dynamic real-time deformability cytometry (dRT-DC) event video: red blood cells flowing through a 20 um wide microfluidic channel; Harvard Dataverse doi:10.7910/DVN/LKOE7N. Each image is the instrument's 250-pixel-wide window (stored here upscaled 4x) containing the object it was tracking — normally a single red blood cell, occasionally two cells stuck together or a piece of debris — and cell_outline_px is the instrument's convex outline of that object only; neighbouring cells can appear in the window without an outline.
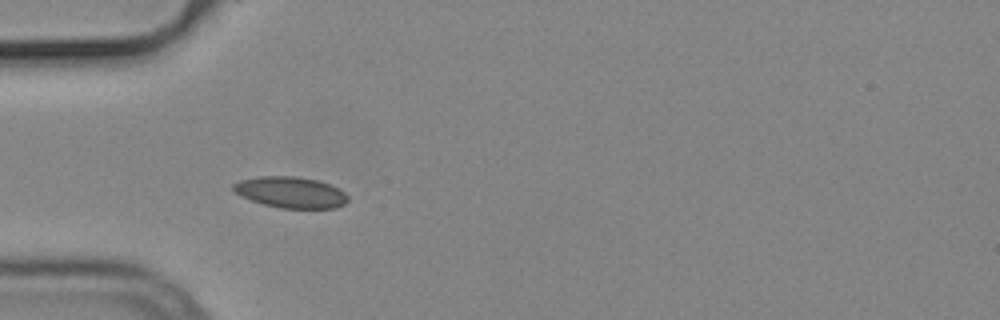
{"species": "common noctule bat (a hibernating species)", "species_latin": "Nyctalus noctula", "temperature_condition": "cold", "stored_images_in_passage": 10, "camera_frame_rate_fps": 3000, "um_per_image_px": 0.085, "animal": {"sex": "male", "body_mass_g": 19.2, "forearm_length_mm": 51.8}, "frame": {"image": 1, "passage_image": 4, "time_ms": 1.0, "image_size_px": [1000, 320], "cell_outline_px": [[348, 200], [344, 204], [336, 208], [280, 208], [264, 204], [240, 196], [232, 188], [232, 184], [240, 180], [260, 176], [292, 176], [316, 180], [328, 184], [344, 192], [348, 196]], "centroid_in_image_um": [24.69, 16.35], "position_along_channel_um": 60.3, "area_um2": 20.58}}
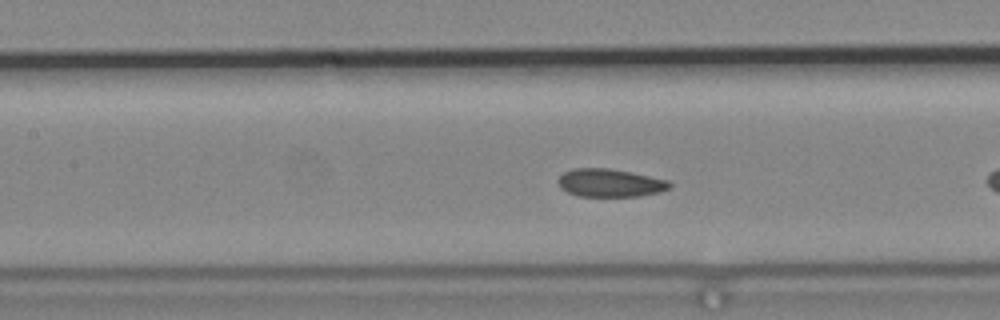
{"frame": {"image": 2, "passage_image": 9, "time_ms": 2.667, "image_size_px": [1000, 320], "cell_outline_px": [[672, 184], [668, 188], [660, 192], [640, 196], [576, 196], [560, 188], [560, 176], [564, 172], [572, 168], [608, 168], [632, 172], [668, 180]], "centroid_in_image_um": [51.86, 15.54], "position_along_channel_um": 155.5, "area_um2": 18.15}}